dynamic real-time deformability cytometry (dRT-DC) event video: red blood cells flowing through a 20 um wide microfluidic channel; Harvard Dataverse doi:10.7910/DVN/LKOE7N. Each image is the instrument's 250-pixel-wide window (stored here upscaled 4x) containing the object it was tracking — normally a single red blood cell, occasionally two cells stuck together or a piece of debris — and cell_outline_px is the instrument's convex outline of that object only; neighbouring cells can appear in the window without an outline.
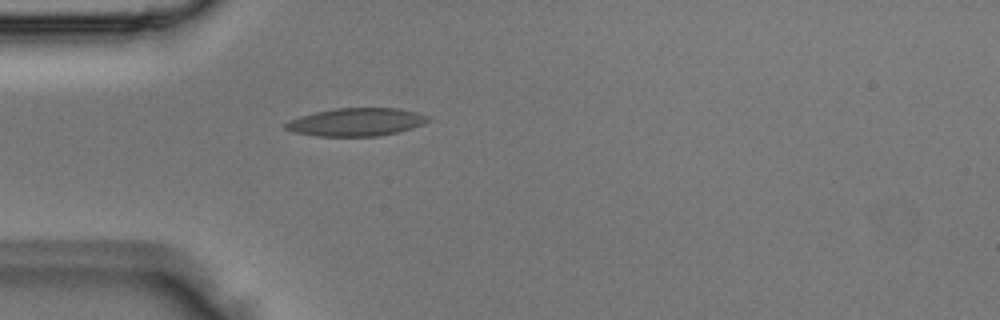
{"species": "Egyptian fruit bat (a non-hibernating species)", "species_latin": "Rousettus aegyptiacus", "temperature_condition": "room temperature", "stored_images_in_passage": 4, "camera_frame_rate_fps": 3000, "um_per_image_px": 0.085, "animal": {"sex": "male"}, "frame": {"image": 1, "passage_image": 4, "time_ms": 1.0, "image_size_px": [1000, 320], "cell_outline_px": [[432, 120], [424, 124], [400, 132], [376, 136], [316, 136], [292, 132], [284, 128], [284, 124], [288, 120], [300, 116], [316, 112], [336, 108], [400, 108], [416, 112], [428, 116]], "centroid_in_image_um": [30.29, 10.37], "position_along_channel_um": 54.7, "area_um2": 23.41}}